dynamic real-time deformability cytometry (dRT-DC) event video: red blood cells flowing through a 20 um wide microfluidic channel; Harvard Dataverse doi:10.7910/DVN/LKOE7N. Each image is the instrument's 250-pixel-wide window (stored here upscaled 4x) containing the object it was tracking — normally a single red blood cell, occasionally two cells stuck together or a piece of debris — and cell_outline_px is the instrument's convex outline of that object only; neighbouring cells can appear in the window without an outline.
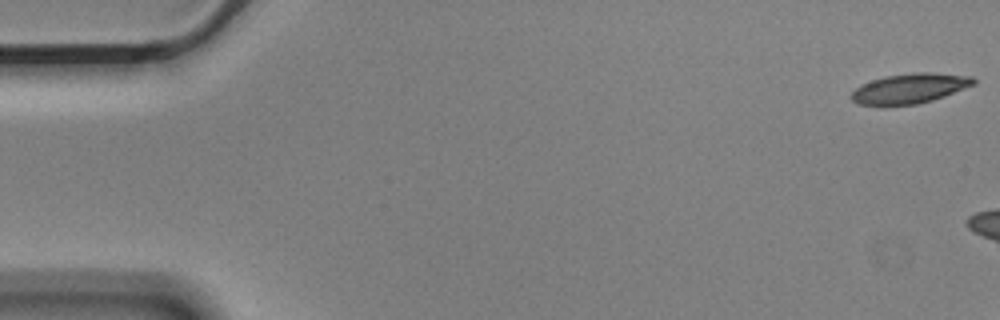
{"species": "Egyptian fruit bat (a non-hibernating species)", "species_latin": "Rousettus aegyptiacus", "temperature_condition": "cold", "stored_images_in_passage": 3, "camera_frame_rate_fps": 3000, "um_per_image_px": 0.085, "animal": {"sex": "male"}, "frame": {"image": 1, "passage_image": 1, "time_ms": 0.0, "image_size_px": [1000, 320], "cell_outline_px": [[976, 84], [944, 96], [932, 100], [916, 104], [884, 108], [856, 104], [852, 100], [852, 92], [856, 88], [872, 80], [888, 76], [916, 72], [928, 72], [972, 76], [976, 80]], "centroid_in_image_um": [77.3, 7.56], "position_along_channel_um": 7.7, "area_um2": 21.68}}